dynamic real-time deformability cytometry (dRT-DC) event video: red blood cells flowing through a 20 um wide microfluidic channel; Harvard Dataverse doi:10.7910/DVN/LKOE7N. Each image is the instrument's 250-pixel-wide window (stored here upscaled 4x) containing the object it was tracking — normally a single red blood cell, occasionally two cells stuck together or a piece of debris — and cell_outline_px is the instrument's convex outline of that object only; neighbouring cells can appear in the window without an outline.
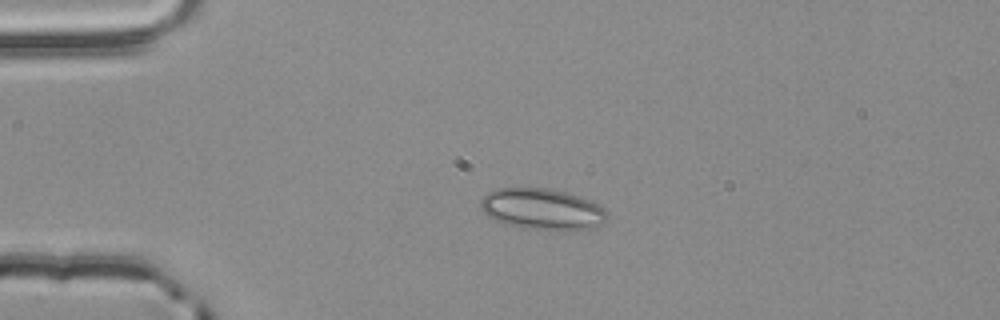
{"species": "common noctule bat (a hibernating species)", "species_latin": "Nyctalus noctula", "temperature_condition": "room temperature", "stored_images_in_passage": 1, "camera_frame_rate_fps": 3000, "um_per_image_px": 0.085, "animal": {"sex": "male", "body_mass_g": 20.4}, "frame": {"image": 1, "passage_image": 1, "time_ms": 0.0, "image_size_px": [1000, 320], "cell_outline_px": [[608, 216], [604, 224], [592, 228], [572, 232], [548, 232], [524, 228], [504, 224], [488, 216], [480, 208], [480, 200], [488, 192], [496, 188], [548, 188], [580, 196], [592, 200], [608, 212]], "centroid_in_image_um": [46.14, 17.82], "position_along_channel_um": 38.9, "area_um2": 31.33}}